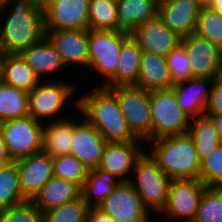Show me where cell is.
Wrapping results in <instances>:
<instances>
[{
  "label": "cell",
  "mask_w": 222,
  "mask_h": 222,
  "mask_svg": "<svg viewBox=\"0 0 222 222\" xmlns=\"http://www.w3.org/2000/svg\"><path fill=\"white\" fill-rule=\"evenodd\" d=\"M9 7L11 13L7 11L0 26V49L3 54H16L45 37L43 4L40 0H3L0 14Z\"/></svg>",
  "instance_id": "1"
},
{
  "label": "cell",
  "mask_w": 222,
  "mask_h": 222,
  "mask_svg": "<svg viewBox=\"0 0 222 222\" xmlns=\"http://www.w3.org/2000/svg\"><path fill=\"white\" fill-rule=\"evenodd\" d=\"M92 90L88 94L83 93L73 104L103 138L107 142L143 141L129 129L117 96L103 86Z\"/></svg>",
  "instance_id": "2"
},
{
  "label": "cell",
  "mask_w": 222,
  "mask_h": 222,
  "mask_svg": "<svg viewBox=\"0 0 222 222\" xmlns=\"http://www.w3.org/2000/svg\"><path fill=\"white\" fill-rule=\"evenodd\" d=\"M147 145L150 149L146 151L171 180L199 179L201 162L188 133L160 137L148 141Z\"/></svg>",
  "instance_id": "3"
},
{
  "label": "cell",
  "mask_w": 222,
  "mask_h": 222,
  "mask_svg": "<svg viewBox=\"0 0 222 222\" xmlns=\"http://www.w3.org/2000/svg\"><path fill=\"white\" fill-rule=\"evenodd\" d=\"M129 183L141 197L150 213L161 214L168 200L170 178L157 162L145 151L136 161ZM152 211V212H151Z\"/></svg>",
  "instance_id": "4"
},
{
  "label": "cell",
  "mask_w": 222,
  "mask_h": 222,
  "mask_svg": "<svg viewBox=\"0 0 222 222\" xmlns=\"http://www.w3.org/2000/svg\"><path fill=\"white\" fill-rule=\"evenodd\" d=\"M150 106L151 140L188 133L191 118L179 105L173 89L151 91Z\"/></svg>",
  "instance_id": "5"
},
{
  "label": "cell",
  "mask_w": 222,
  "mask_h": 222,
  "mask_svg": "<svg viewBox=\"0 0 222 222\" xmlns=\"http://www.w3.org/2000/svg\"><path fill=\"white\" fill-rule=\"evenodd\" d=\"M130 35L120 30L88 29L87 67L103 77L102 85L116 73L120 48Z\"/></svg>",
  "instance_id": "6"
},
{
  "label": "cell",
  "mask_w": 222,
  "mask_h": 222,
  "mask_svg": "<svg viewBox=\"0 0 222 222\" xmlns=\"http://www.w3.org/2000/svg\"><path fill=\"white\" fill-rule=\"evenodd\" d=\"M49 79L50 77L48 80L40 81L28 92L29 115L43 123L45 119L50 120V118L52 121L64 119V117L59 119L57 114L59 115L64 107H67V102L72 101L70 97L76 96L74 94L77 86L74 83ZM55 115L57 118L53 120Z\"/></svg>",
  "instance_id": "7"
},
{
  "label": "cell",
  "mask_w": 222,
  "mask_h": 222,
  "mask_svg": "<svg viewBox=\"0 0 222 222\" xmlns=\"http://www.w3.org/2000/svg\"><path fill=\"white\" fill-rule=\"evenodd\" d=\"M43 128V122L31 115L0 123V134L13 161L42 151Z\"/></svg>",
  "instance_id": "8"
},
{
  "label": "cell",
  "mask_w": 222,
  "mask_h": 222,
  "mask_svg": "<svg viewBox=\"0 0 222 222\" xmlns=\"http://www.w3.org/2000/svg\"><path fill=\"white\" fill-rule=\"evenodd\" d=\"M110 90L117 96L129 129L146 145L151 141V91L136 86H117Z\"/></svg>",
  "instance_id": "9"
},
{
  "label": "cell",
  "mask_w": 222,
  "mask_h": 222,
  "mask_svg": "<svg viewBox=\"0 0 222 222\" xmlns=\"http://www.w3.org/2000/svg\"><path fill=\"white\" fill-rule=\"evenodd\" d=\"M208 187L200 179H172L168 187V200L160 215L166 218L193 222L200 200Z\"/></svg>",
  "instance_id": "10"
},
{
  "label": "cell",
  "mask_w": 222,
  "mask_h": 222,
  "mask_svg": "<svg viewBox=\"0 0 222 222\" xmlns=\"http://www.w3.org/2000/svg\"><path fill=\"white\" fill-rule=\"evenodd\" d=\"M115 222H150V212L129 182H121L98 206Z\"/></svg>",
  "instance_id": "11"
},
{
  "label": "cell",
  "mask_w": 222,
  "mask_h": 222,
  "mask_svg": "<svg viewBox=\"0 0 222 222\" xmlns=\"http://www.w3.org/2000/svg\"><path fill=\"white\" fill-rule=\"evenodd\" d=\"M45 30L89 29V0H40Z\"/></svg>",
  "instance_id": "12"
},
{
  "label": "cell",
  "mask_w": 222,
  "mask_h": 222,
  "mask_svg": "<svg viewBox=\"0 0 222 222\" xmlns=\"http://www.w3.org/2000/svg\"><path fill=\"white\" fill-rule=\"evenodd\" d=\"M145 141L107 142L99 169L115 175L122 182H129L136 161L146 151L139 145Z\"/></svg>",
  "instance_id": "13"
},
{
  "label": "cell",
  "mask_w": 222,
  "mask_h": 222,
  "mask_svg": "<svg viewBox=\"0 0 222 222\" xmlns=\"http://www.w3.org/2000/svg\"><path fill=\"white\" fill-rule=\"evenodd\" d=\"M131 36L138 42L143 52L166 55L181 45L182 37L172 31L163 20L157 16L140 24Z\"/></svg>",
  "instance_id": "14"
},
{
  "label": "cell",
  "mask_w": 222,
  "mask_h": 222,
  "mask_svg": "<svg viewBox=\"0 0 222 222\" xmlns=\"http://www.w3.org/2000/svg\"><path fill=\"white\" fill-rule=\"evenodd\" d=\"M181 45L190 58L192 77L214 79L220 74L222 49L218 46L194 33L182 37Z\"/></svg>",
  "instance_id": "15"
},
{
  "label": "cell",
  "mask_w": 222,
  "mask_h": 222,
  "mask_svg": "<svg viewBox=\"0 0 222 222\" xmlns=\"http://www.w3.org/2000/svg\"><path fill=\"white\" fill-rule=\"evenodd\" d=\"M21 192L32 200L39 190L53 177V158L41 151L16 160Z\"/></svg>",
  "instance_id": "16"
},
{
  "label": "cell",
  "mask_w": 222,
  "mask_h": 222,
  "mask_svg": "<svg viewBox=\"0 0 222 222\" xmlns=\"http://www.w3.org/2000/svg\"><path fill=\"white\" fill-rule=\"evenodd\" d=\"M45 37L52 43L66 67L87 68L88 29L45 30Z\"/></svg>",
  "instance_id": "17"
},
{
  "label": "cell",
  "mask_w": 222,
  "mask_h": 222,
  "mask_svg": "<svg viewBox=\"0 0 222 222\" xmlns=\"http://www.w3.org/2000/svg\"><path fill=\"white\" fill-rule=\"evenodd\" d=\"M75 118L71 155L77 157L89 169L100 165L107 141L85 118Z\"/></svg>",
  "instance_id": "18"
},
{
  "label": "cell",
  "mask_w": 222,
  "mask_h": 222,
  "mask_svg": "<svg viewBox=\"0 0 222 222\" xmlns=\"http://www.w3.org/2000/svg\"><path fill=\"white\" fill-rule=\"evenodd\" d=\"M213 78L191 77L172 86L179 105L191 119L205 115Z\"/></svg>",
  "instance_id": "19"
},
{
  "label": "cell",
  "mask_w": 222,
  "mask_h": 222,
  "mask_svg": "<svg viewBox=\"0 0 222 222\" xmlns=\"http://www.w3.org/2000/svg\"><path fill=\"white\" fill-rule=\"evenodd\" d=\"M201 8L196 0H160L158 16L181 37L194 33Z\"/></svg>",
  "instance_id": "20"
},
{
  "label": "cell",
  "mask_w": 222,
  "mask_h": 222,
  "mask_svg": "<svg viewBox=\"0 0 222 222\" xmlns=\"http://www.w3.org/2000/svg\"><path fill=\"white\" fill-rule=\"evenodd\" d=\"M142 53L138 42L130 35L120 48L116 73L100 86L109 89L117 86H135L139 77Z\"/></svg>",
  "instance_id": "21"
},
{
  "label": "cell",
  "mask_w": 222,
  "mask_h": 222,
  "mask_svg": "<svg viewBox=\"0 0 222 222\" xmlns=\"http://www.w3.org/2000/svg\"><path fill=\"white\" fill-rule=\"evenodd\" d=\"M174 81L171 78L167 59L164 56L143 52L141 56L138 88L153 91L172 89Z\"/></svg>",
  "instance_id": "22"
},
{
  "label": "cell",
  "mask_w": 222,
  "mask_h": 222,
  "mask_svg": "<svg viewBox=\"0 0 222 222\" xmlns=\"http://www.w3.org/2000/svg\"><path fill=\"white\" fill-rule=\"evenodd\" d=\"M18 54L32 68L41 81L45 80L42 79L45 75L66 69L60 54L46 37L39 43L21 50Z\"/></svg>",
  "instance_id": "23"
},
{
  "label": "cell",
  "mask_w": 222,
  "mask_h": 222,
  "mask_svg": "<svg viewBox=\"0 0 222 222\" xmlns=\"http://www.w3.org/2000/svg\"><path fill=\"white\" fill-rule=\"evenodd\" d=\"M81 197V187L65 179L52 177L31 200L43 213Z\"/></svg>",
  "instance_id": "24"
},
{
  "label": "cell",
  "mask_w": 222,
  "mask_h": 222,
  "mask_svg": "<svg viewBox=\"0 0 222 222\" xmlns=\"http://www.w3.org/2000/svg\"><path fill=\"white\" fill-rule=\"evenodd\" d=\"M160 0H116L119 30L131 34L158 16Z\"/></svg>",
  "instance_id": "25"
},
{
  "label": "cell",
  "mask_w": 222,
  "mask_h": 222,
  "mask_svg": "<svg viewBox=\"0 0 222 222\" xmlns=\"http://www.w3.org/2000/svg\"><path fill=\"white\" fill-rule=\"evenodd\" d=\"M74 120L65 118L57 121L44 122L42 151L52 158L71 154L73 143Z\"/></svg>",
  "instance_id": "26"
},
{
  "label": "cell",
  "mask_w": 222,
  "mask_h": 222,
  "mask_svg": "<svg viewBox=\"0 0 222 222\" xmlns=\"http://www.w3.org/2000/svg\"><path fill=\"white\" fill-rule=\"evenodd\" d=\"M0 80L27 92L41 81L18 53L3 54Z\"/></svg>",
  "instance_id": "27"
},
{
  "label": "cell",
  "mask_w": 222,
  "mask_h": 222,
  "mask_svg": "<svg viewBox=\"0 0 222 222\" xmlns=\"http://www.w3.org/2000/svg\"><path fill=\"white\" fill-rule=\"evenodd\" d=\"M121 182L115 175L98 167L89 169L81 187V197L89 208L98 207Z\"/></svg>",
  "instance_id": "28"
},
{
  "label": "cell",
  "mask_w": 222,
  "mask_h": 222,
  "mask_svg": "<svg viewBox=\"0 0 222 222\" xmlns=\"http://www.w3.org/2000/svg\"><path fill=\"white\" fill-rule=\"evenodd\" d=\"M188 134L194 140L200 162L222 144L214 122L206 114L190 120Z\"/></svg>",
  "instance_id": "29"
},
{
  "label": "cell",
  "mask_w": 222,
  "mask_h": 222,
  "mask_svg": "<svg viewBox=\"0 0 222 222\" xmlns=\"http://www.w3.org/2000/svg\"><path fill=\"white\" fill-rule=\"evenodd\" d=\"M29 115L28 92L0 80V123Z\"/></svg>",
  "instance_id": "30"
},
{
  "label": "cell",
  "mask_w": 222,
  "mask_h": 222,
  "mask_svg": "<svg viewBox=\"0 0 222 222\" xmlns=\"http://www.w3.org/2000/svg\"><path fill=\"white\" fill-rule=\"evenodd\" d=\"M26 200L21 192L16 162L0 165V211Z\"/></svg>",
  "instance_id": "31"
},
{
  "label": "cell",
  "mask_w": 222,
  "mask_h": 222,
  "mask_svg": "<svg viewBox=\"0 0 222 222\" xmlns=\"http://www.w3.org/2000/svg\"><path fill=\"white\" fill-rule=\"evenodd\" d=\"M89 29L119 30L116 0H89Z\"/></svg>",
  "instance_id": "32"
},
{
  "label": "cell",
  "mask_w": 222,
  "mask_h": 222,
  "mask_svg": "<svg viewBox=\"0 0 222 222\" xmlns=\"http://www.w3.org/2000/svg\"><path fill=\"white\" fill-rule=\"evenodd\" d=\"M88 171L89 168L71 154L53 158V176L72 181L80 187L86 181Z\"/></svg>",
  "instance_id": "33"
},
{
  "label": "cell",
  "mask_w": 222,
  "mask_h": 222,
  "mask_svg": "<svg viewBox=\"0 0 222 222\" xmlns=\"http://www.w3.org/2000/svg\"><path fill=\"white\" fill-rule=\"evenodd\" d=\"M194 34L222 49V15L212 9H201Z\"/></svg>",
  "instance_id": "34"
},
{
  "label": "cell",
  "mask_w": 222,
  "mask_h": 222,
  "mask_svg": "<svg viewBox=\"0 0 222 222\" xmlns=\"http://www.w3.org/2000/svg\"><path fill=\"white\" fill-rule=\"evenodd\" d=\"M193 222H222V189L208 187L200 200Z\"/></svg>",
  "instance_id": "35"
},
{
  "label": "cell",
  "mask_w": 222,
  "mask_h": 222,
  "mask_svg": "<svg viewBox=\"0 0 222 222\" xmlns=\"http://www.w3.org/2000/svg\"><path fill=\"white\" fill-rule=\"evenodd\" d=\"M89 207L82 197L44 212V222H86Z\"/></svg>",
  "instance_id": "36"
},
{
  "label": "cell",
  "mask_w": 222,
  "mask_h": 222,
  "mask_svg": "<svg viewBox=\"0 0 222 222\" xmlns=\"http://www.w3.org/2000/svg\"><path fill=\"white\" fill-rule=\"evenodd\" d=\"M199 179L207 187L222 185V144L201 162Z\"/></svg>",
  "instance_id": "37"
},
{
  "label": "cell",
  "mask_w": 222,
  "mask_h": 222,
  "mask_svg": "<svg viewBox=\"0 0 222 222\" xmlns=\"http://www.w3.org/2000/svg\"><path fill=\"white\" fill-rule=\"evenodd\" d=\"M0 222H44V214L31 200H26L0 211Z\"/></svg>",
  "instance_id": "38"
},
{
  "label": "cell",
  "mask_w": 222,
  "mask_h": 222,
  "mask_svg": "<svg viewBox=\"0 0 222 222\" xmlns=\"http://www.w3.org/2000/svg\"><path fill=\"white\" fill-rule=\"evenodd\" d=\"M170 75L174 83L191 78L190 58L185 48L180 45L166 55Z\"/></svg>",
  "instance_id": "39"
},
{
  "label": "cell",
  "mask_w": 222,
  "mask_h": 222,
  "mask_svg": "<svg viewBox=\"0 0 222 222\" xmlns=\"http://www.w3.org/2000/svg\"><path fill=\"white\" fill-rule=\"evenodd\" d=\"M206 115H222V75L214 78Z\"/></svg>",
  "instance_id": "40"
},
{
  "label": "cell",
  "mask_w": 222,
  "mask_h": 222,
  "mask_svg": "<svg viewBox=\"0 0 222 222\" xmlns=\"http://www.w3.org/2000/svg\"><path fill=\"white\" fill-rule=\"evenodd\" d=\"M86 222H115V220L98 207H91L87 211Z\"/></svg>",
  "instance_id": "41"
},
{
  "label": "cell",
  "mask_w": 222,
  "mask_h": 222,
  "mask_svg": "<svg viewBox=\"0 0 222 222\" xmlns=\"http://www.w3.org/2000/svg\"><path fill=\"white\" fill-rule=\"evenodd\" d=\"M11 162H13V160L11 159V156L9 155V152L4 143L3 137L0 134V165L9 164Z\"/></svg>",
  "instance_id": "42"
},
{
  "label": "cell",
  "mask_w": 222,
  "mask_h": 222,
  "mask_svg": "<svg viewBox=\"0 0 222 222\" xmlns=\"http://www.w3.org/2000/svg\"><path fill=\"white\" fill-rule=\"evenodd\" d=\"M214 122L217 134L219 135L220 141L222 143V115H207Z\"/></svg>",
  "instance_id": "43"
},
{
  "label": "cell",
  "mask_w": 222,
  "mask_h": 222,
  "mask_svg": "<svg viewBox=\"0 0 222 222\" xmlns=\"http://www.w3.org/2000/svg\"><path fill=\"white\" fill-rule=\"evenodd\" d=\"M210 9L222 15V0H214Z\"/></svg>",
  "instance_id": "44"
},
{
  "label": "cell",
  "mask_w": 222,
  "mask_h": 222,
  "mask_svg": "<svg viewBox=\"0 0 222 222\" xmlns=\"http://www.w3.org/2000/svg\"><path fill=\"white\" fill-rule=\"evenodd\" d=\"M196 1L201 9H208L213 4L214 0H196Z\"/></svg>",
  "instance_id": "45"
},
{
  "label": "cell",
  "mask_w": 222,
  "mask_h": 222,
  "mask_svg": "<svg viewBox=\"0 0 222 222\" xmlns=\"http://www.w3.org/2000/svg\"><path fill=\"white\" fill-rule=\"evenodd\" d=\"M2 59H3V53L0 49V77H1V64H2Z\"/></svg>",
  "instance_id": "46"
},
{
  "label": "cell",
  "mask_w": 222,
  "mask_h": 222,
  "mask_svg": "<svg viewBox=\"0 0 222 222\" xmlns=\"http://www.w3.org/2000/svg\"><path fill=\"white\" fill-rule=\"evenodd\" d=\"M220 75H222V50H221V68H220Z\"/></svg>",
  "instance_id": "47"
}]
</instances>
